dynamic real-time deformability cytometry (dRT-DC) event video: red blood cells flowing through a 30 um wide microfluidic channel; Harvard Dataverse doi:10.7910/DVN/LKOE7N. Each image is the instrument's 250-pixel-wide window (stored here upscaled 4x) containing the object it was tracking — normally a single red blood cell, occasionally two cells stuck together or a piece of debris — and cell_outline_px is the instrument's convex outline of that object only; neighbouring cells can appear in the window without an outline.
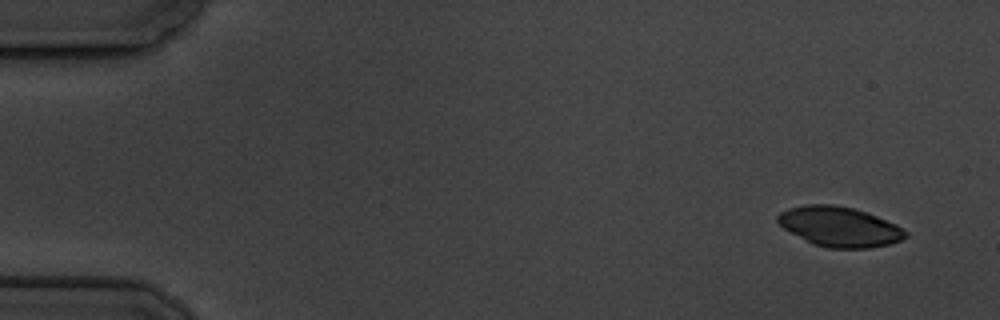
{"species": "common noctule bat (a hibernating species)", "species_latin": "Nyctalus noctula", "temperature_condition": "cold", "stored_images_in_passage": 4, "camera_frame_rate_fps": 3000, "um_per_image_px": 0.085, "animal": {"sex": "male", "body_mass_g": 19.5, "forearm_length_mm": 54.6}, "frame": {"image": 1, "passage_image": 1, "time_ms": 0.0, "image_size_px": [1000, 320], "cell_outline_px": [[908, 236], [900, 240], [888, 244], [868, 248], [828, 248], [812, 244], [784, 228], [776, 220], [776, 216], [780, 212], [788, 208], [804, 204], [832, 204], [852, 208], [876, 216], [896, 224], [908, 232]], "centroid_in_image_um": [71.34, 19.26], "position_along_channel_um": 13.7, "area_um2": 29.59}}